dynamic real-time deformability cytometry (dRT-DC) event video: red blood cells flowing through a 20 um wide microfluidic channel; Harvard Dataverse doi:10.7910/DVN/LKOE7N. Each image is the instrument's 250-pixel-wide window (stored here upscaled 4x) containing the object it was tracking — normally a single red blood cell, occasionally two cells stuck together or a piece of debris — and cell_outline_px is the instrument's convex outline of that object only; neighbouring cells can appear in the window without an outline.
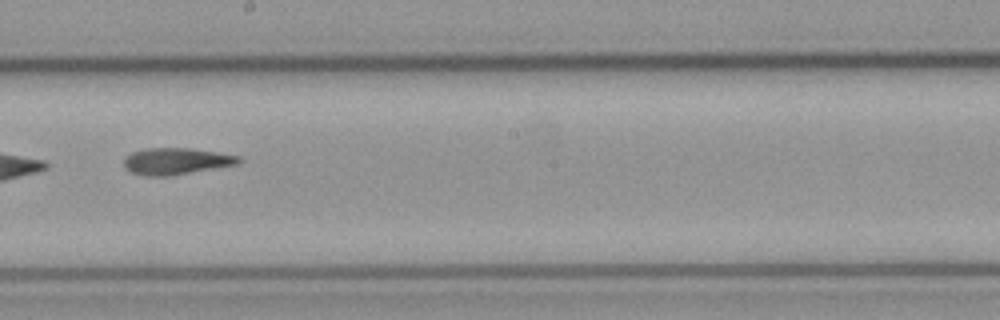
{"species": "common noctule bat (a hibernating species)", "species_latin": "Nyctalus noctula", "temperature_condition": "cold", "stored_images_in_passage": 7, "camera_frame_rate_fps": 3000, "um_per_image_px": 0.085, "animal": {"sex": "male", "body_mass_g": 23.1, "forearm_length_mm": 52.7}, "frame": {"image": 1, "passage_image": 5, "time_ms": 4.667, "image_size_px": [1000, 320], "cell_outline_px": [[244, 160], [240, 164], [168, 176], [144, 176], [132, 172], [124, 168], [124, 156], [132, 152], [144, 148], [188, 148], [216, 152], [240, 156]], "centroid_in_image_um": [14.97, 13.7], "position_along_channel_um": 233.2, "area_um2": 17.98}}
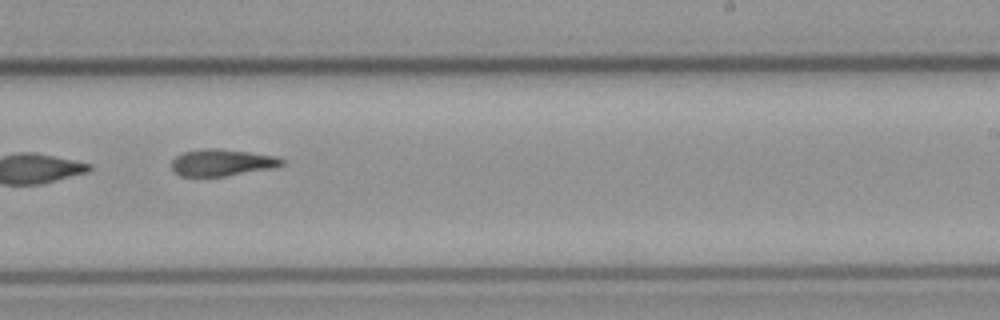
{"frame": {"image": 2, "passage_image": 6, "time_ms": 5.667, "image_size_px": [1000, 320], "cell_outline_px": [[284, 164], [272, 168], [224, 176], [180, 176], [172, 168], [172, 160], [176, 156], [184, 152], [200, 148], [216, 148], [248, 152], [276, 156], [284, 160]], "centroid_in_image_um": [18.85, 13.81], "position_along_channel_um": 270.2, "area_um2": 17.05}}
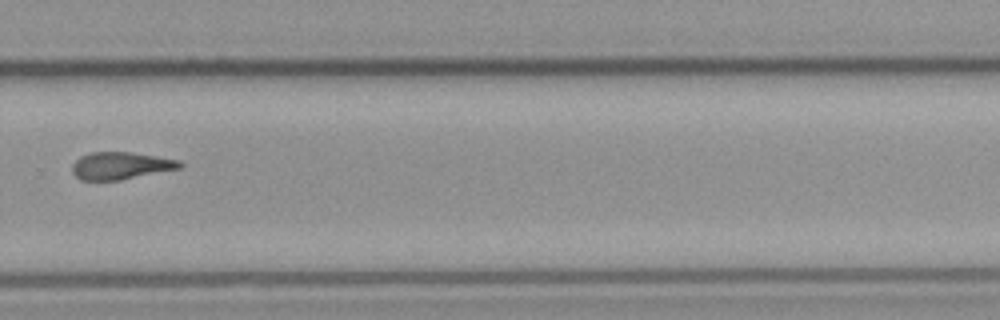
{"frame": {"image": 3, "passage_image": 7, "time_ms": 7.0, "image_size_px": [1000, 320], "cell_outline_px": [[184, 164], [180, 168], [120, 180], [80, 180], [72, 172], [72, 164], [80, 156], [92, 152], [132, 152], [180, 160]], "centroid_in_image_um": [10.25, 14.08], "position_along_channel_um": 319.5, "area_um2": 17.11}}